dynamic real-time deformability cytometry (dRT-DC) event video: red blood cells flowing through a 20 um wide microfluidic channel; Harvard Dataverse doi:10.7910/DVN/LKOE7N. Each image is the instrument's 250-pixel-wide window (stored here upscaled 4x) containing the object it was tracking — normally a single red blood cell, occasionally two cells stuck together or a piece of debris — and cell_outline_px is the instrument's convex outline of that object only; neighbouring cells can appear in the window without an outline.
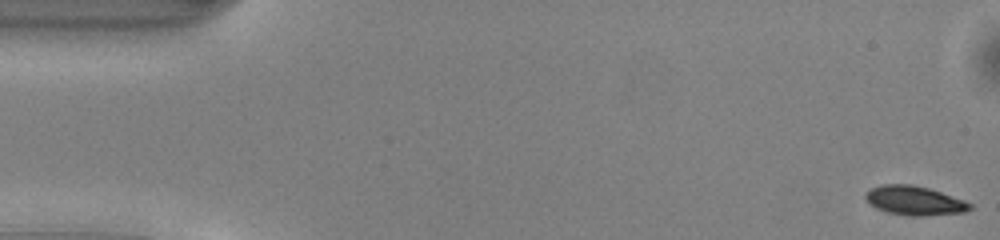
{"species": "common noctule bat (a hibernating species)", "species_latin": "Nyctalus noctula", "temperature_condition": "warm", "stored_images_in_passage": 49, "camera_frame_rate_fps": 3000, "um_per_image_px": 0.085, "animal": {"sex": "male", "body_mass_g": 13.0, "forearm_length_mm": 53.1}, "frame": {"image": 1, "passage_image": 1, "time_ms": 0.0, "image_size_px": [1000, 240], "cell_outline_px": [[972, 208], [964, 212], [916, 216], [912, 216], [888, 212], [876, 208], [864, 196], [864, 192], [880, 184], [912, 184], [928, 188], [964, 200], [972, 204]], "centroid_in_image_um": [77.71, 17.03], "position_along_channel_um": 7.3, "area_um2": 17.51}}
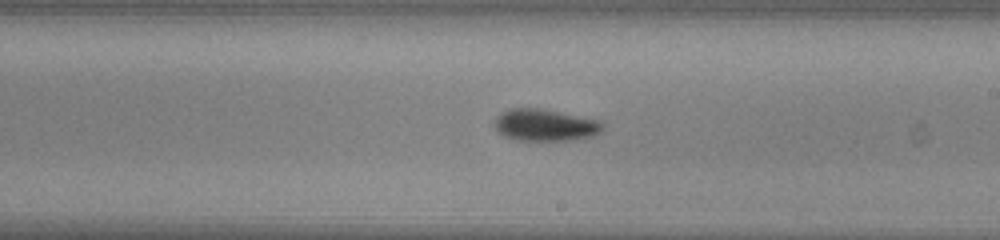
{"frame": {"image": 2, "passage_image": 28, "time_ms": 9.0, "image_size_px": [1000, 240], "cell_outline_px": [[604, 128], [600, 132], [592, 136], [572, 140], [516, 140], [504, 136], [496, 132], [496, 116], [500, 112], [508, 108], [544, 108], [600, 120], [604, 124]], "centroid_in_image_um": [46.34, 10.61], "position_along_channel_um": 242.7, "area_um2": 20.4}}
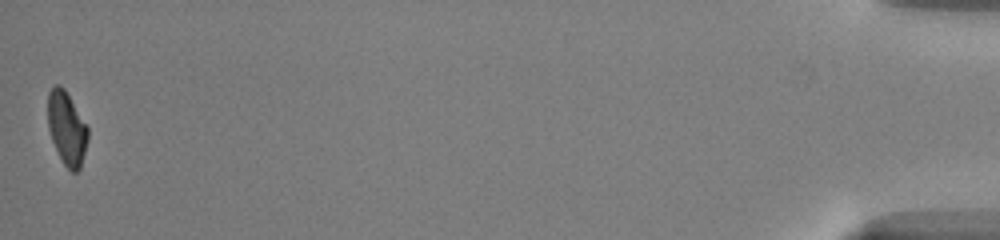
{"frame": {"image": 3, "passage_image": 49, "time_ms": 16.0, "image_size_px": [1000, 240], "cell_outline_px": [[88, 140], [80, 168], [76, 172], [72, 172], [64, 164], [52, 140], [48, 128], [48, 92], [56, 84], [60, 84], [64, 88], [88, 128]], "centroid_in_image_um": [5.67, 10.89], "position_along_channel_um": 429.5, "area_um2": 16.82}, "authors_computed_cell_mechanics": {"area_um2": 18.6116, "velocity_mm_per_s": 4.1504, "shape_relaxation_time_tau1_ms": 2.0324, "shape_relaxation_time_tau2_ms": null, "deformation_change_tau1": 0.136, "deformation_change_tau2": null}}